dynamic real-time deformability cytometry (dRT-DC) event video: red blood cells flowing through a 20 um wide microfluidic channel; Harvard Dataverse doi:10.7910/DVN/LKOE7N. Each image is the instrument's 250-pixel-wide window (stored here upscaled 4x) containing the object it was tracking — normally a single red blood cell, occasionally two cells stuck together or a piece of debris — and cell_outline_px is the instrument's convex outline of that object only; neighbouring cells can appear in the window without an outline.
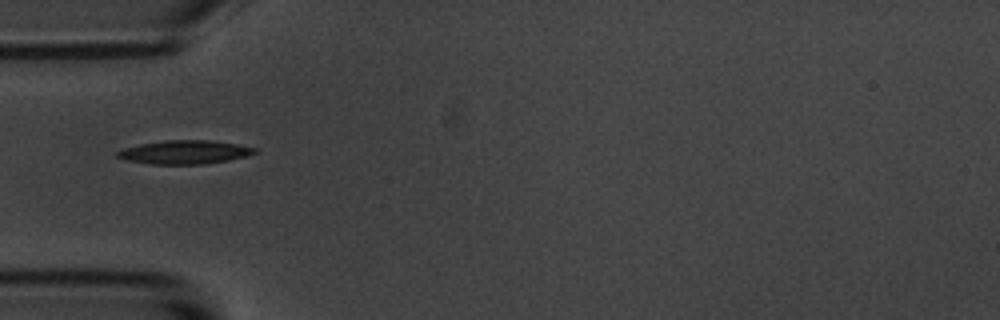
{"species": "common noctule bat (a hibernating species)", "species_latin": "Nyctalus noctula", "temperature_condition": "room temperature", "stored_images_in_passage": 5, "camera_frame_rate_fps": 3000, "um_per_image_px": 0.085, "animal": {"sex": "male", "body_mass_g": 20.1, "forearm_length_mm": 53.5}, "frame": {"image": 1, "passage_image": 5, "time_ms": 4.667, "image_size_px": [1000, 320], "cell_outline_px": [[256, 152], [244, 156], [228, 160], [204, 164], [152, 164], [128, 160], [116, 156], [116, 152], [124, 148], [140, 144], [164, 140], [212, 140], [236, 144], [256, 148]], "centroid_in_image_um": [15.67, 12.92], "position_along_channel_um": 69.3, "area_um2": 18.67}}